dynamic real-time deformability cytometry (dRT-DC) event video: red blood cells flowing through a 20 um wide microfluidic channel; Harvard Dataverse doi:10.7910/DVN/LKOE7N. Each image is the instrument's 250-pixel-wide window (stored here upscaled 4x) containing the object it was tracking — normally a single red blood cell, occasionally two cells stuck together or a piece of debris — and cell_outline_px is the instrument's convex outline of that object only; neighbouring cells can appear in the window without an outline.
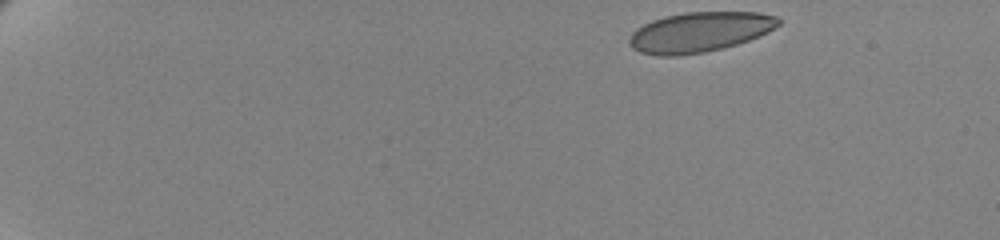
{"species": "human", "species_latin": "Homo sapiens", "temperature_condition": "cold", "stored_images_in_passage": 53, "camera_frame_rate_fps": 3000, "um_per_image_px": 0.085, "donor": {"sex": "female"}, "frame": {"image": 1, "passage_image": 1, "time_ms": 0.0, "image_size_px": [1000, 240], "cell_outline_px": [[780, 24], [768, 32], [760, 36], [736, 44], [704, 52], [676, 56], [656, 56], [640, 52], [632, 48], [628, 44], [628, 40], [632, 32], [636, 28], [652, 20], [664, 16], [684, 12], [760, 12], [776, 16], [780, 20]], "centroid_in_image_um": [59.44, 2.72], "position_along_channel_um": 25.6, "area_um2": 34.91}}
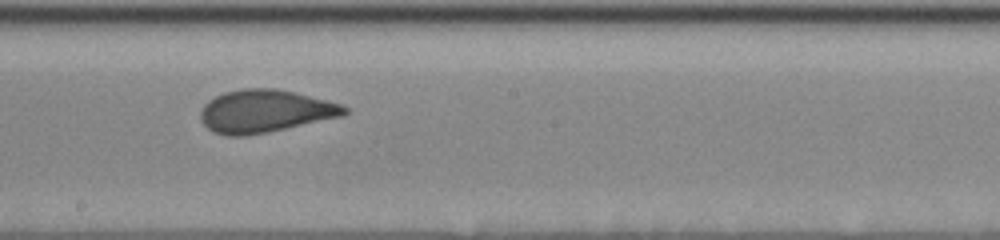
{"frame": {"image": 2, "passage_image": 30, "time_ms": 9.667, "image_size_px": [1000, 240], "cell_outline_px": [[348, 112], [344, 116], [268, 132], [244, 136], [228, 136], [212, 132], [200, 120], [200, 112], [204, 104], [208, 100], [224, 92], [240, 88], [276, 88], [296, 92], [340, 104], [348, 108]], "centroid_in_image_um": [22.51, 9.45], "position_along_channel_um": 225.7, "area_um2": 36.01}}
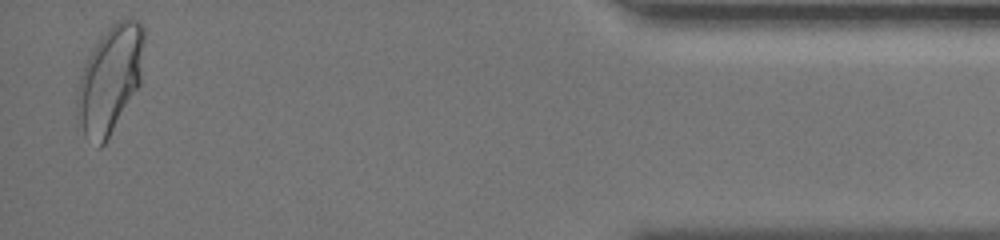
{"frame": {"image": 3, "passage_image": 52, "time_ms": 17.0, "image_size_px": [1000, 240], "cell_outline_px": [[144, 40], [140, 84], [104, 144], [100, 148], [84, 136], [76, 108], [76, 96], [80, 76], [88, 56], [100, 36], [112, 24], [128, 16], [140, 20], [144, 24]], "centroid_in_image_um": [9.36, 6.68], "position_along_channel_um": 425.8, "area_um2": 41.73}, "authors_computed_cell_mechanics": {"area_um2": 35.9516, "velocity_mm_per_s": 3.4488, "shape_relaxation_time_tau1_ms": 6.9535, "shape_relaxation_time_tau2_ms": null, "deformation_change_tau1": 0.1704, "deformation_change_tau2": null}}